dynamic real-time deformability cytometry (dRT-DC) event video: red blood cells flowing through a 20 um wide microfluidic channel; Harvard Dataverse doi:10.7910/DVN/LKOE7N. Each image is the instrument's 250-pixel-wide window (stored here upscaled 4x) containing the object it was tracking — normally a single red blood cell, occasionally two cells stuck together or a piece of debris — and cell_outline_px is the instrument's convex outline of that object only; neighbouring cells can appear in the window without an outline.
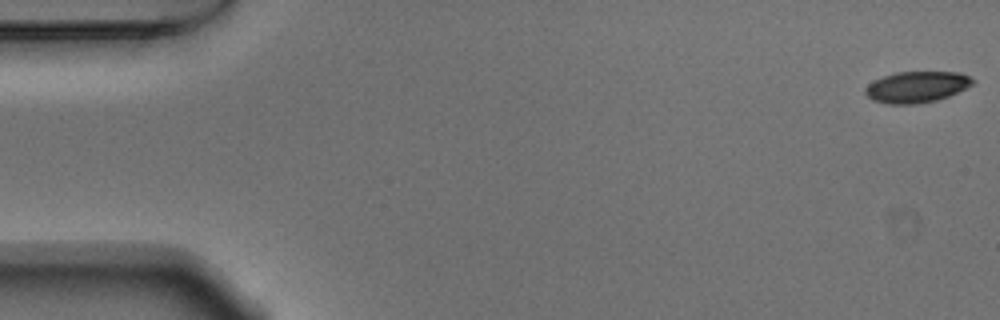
{"species": "Egyptian fruit bat (a non-hibernating species)", "species_latin": "Rousettus aegyptiacus", "temperature_condition": "warm", "stored_images_in_passage": 53, "camera_frame_rate_fps": 3000, "um_per_image_px": 0.085, "animal": {"sex": "male"}, "frame": {"image": 1, "passage_image": 1, "time_ms": 0.0, "image_size_px": [1000, 320], "cell_outline_px": [[976, 80], [972, 84], [948, 96], [936, 100], [916, 104], [888, 104], [872, 100], [864, 92], [864, 88], [868, 84], [884, 76], [896, 72], [960, 72]], "centroid_in_image_um": [77.89, 7.39], "position_along_channel_um": 7.1, "area_um2": 19.36}}
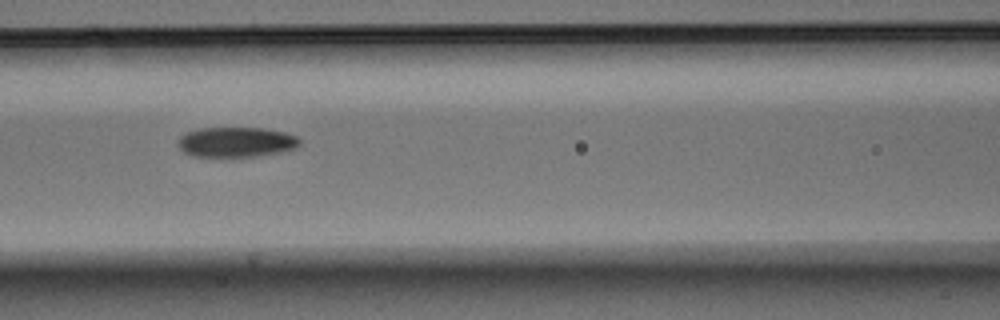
{"frame": {"image": 2, "passage_image": 23, "time_ms": 7.333, "image_size_px": [1000, 320], "cell_outline_px": [[300, 144], [296, 148], [280, 152], [256, 156], [192, 156], [184, 152], [176, 144], [176, 140], [180, 136], [188, 132], [200, 128], [264, 128], [284, 132], [296, 136], [300, 140]], "centroid_in_image_um": [20.06, 12.07], "position_along_channel_um": 146.5, "area_um2": 21.27}}
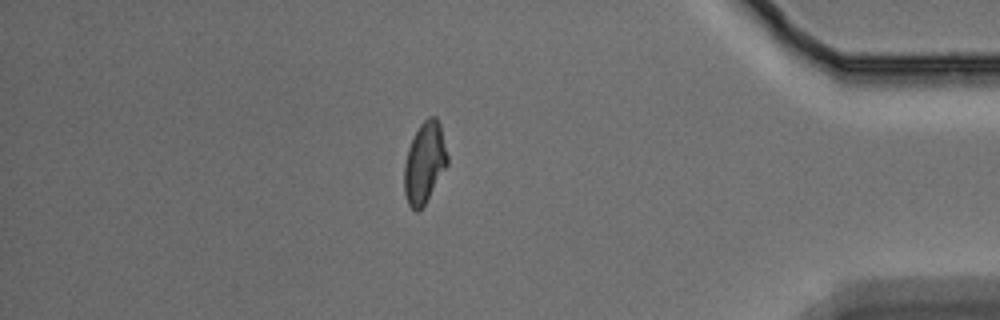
{"frame": {"image": 3, "passage_image": 46, "time_ms": 15.0, "image_size_px": [1000, 320], "cell_outline_px": [[448, 164], [424, 204], [416, 212], [408, 204], [404, 192], [404, 164], [408, 148], [420, 124], [428, 116], [436, 116], [440, 124], [448, 156]], "centroid_in_image_um": [36.08, 13.81], "position_along_channel_um": 399.1, "area_um2": 20.17}, "authors_computed_cell_mechanics": {"area_um2": 20.8658, "velocity_mm_per_s": 3.7873, "shape_relaxation_time_tau1_ms": 5.3405, "shape_relaxation_time_tau2_ms": 3.5239, "deformation_change_tau1": 0.1606, "deformation_change_tau2": 0.0801}}